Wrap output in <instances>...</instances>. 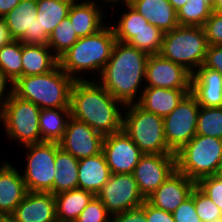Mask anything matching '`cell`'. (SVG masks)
Returning a JSON list of instances; mask_svg holds the SVG:
<instances>
[{"label":"cell","mask_w":222,"mask_h":222,"mask_svg":"<svg viewBox=\"0 0 222 222\" xmlns=\"http://www.w3.org/2000/svg\"><path fill=\"white\" fill-rule=\"evenodd\" d=\"M96 196L111 216L141 207L146 200L140 193L133 174H111Z\"/></svg>","instance_id":"11"},{"label":"cell","mask_w":222,"mask_h":222,"mask_svg":"<svg viewBox=\"0 0 222 222\" xmlns=\"http://www.w3.org/2000/svg\"><path fill=\"white\" fill-rule=\"evenodd\" d=\"M175 222H202L195 211L194 200L190 196L172 213Z\"/></svg>","instance_id":"40"},{"label":"cell","mask_w":222,"mask_h":222,"mask_svg":"<svg viewBox=\"0 0 222 222\" xmlns=\"http://www.w3.org/2000/svg\"><path fill=\"white\" fill-rule=\"evenodd\" d=\"M111 217L104 204L95 195L75 222H111Z\"/></svg>","instance_id":"37"},{"label":"cell","mask_w":222,"mask_h":222,"mask_svg":"<svg viewBox=\"0 0 222 222\" xmlns=\"http://www.w3.org/2000/svg\"><path fill=\"white\" fill-rule=\"evenodd\" d=\"M217 175L222 177V156H221L220 164L217 170Z\"/></svg>","instance_id":"51"},{"label":"cell","mask_w":222,"mask_h":222,"mask_svg":"<svg viewBox=\"0 0 222 222\" xmlns=\"http://www.w3.org/2000/svg\"><path fill=\"white\" fill-rule=\"evenodd\" d=\"M191 93L201 107H222V74L199 67L191 76Z\"/></svg>","instance_id":"21"},{"label":"cell","mask_w":222,"mask_h":222,"mask_svg":"<svg viewBox=\"0 0 222 222\" xmlns=\"http://www.w3.org/2000/svg\"><path fill=\"white\" fill-rule=\"evenodd\" d=\"M13 84L14 82H12L0 69V115L5 107L6 102L13 95Z\"/></svg>","instance_id":"44"},{"label":"cell","mask_w":222,"mask_h":222,"mask_svg":"<svg viewBox=\"0 0 222 222\" xmlns=\"http://www.w3.org/2000/svg\"><path fill=\"white\" fill-rule=\"evenodd\" d=\"M21 0H0V17H4L14 9Z\"/></svg>","instance_id":"46"},{"label":"cell","mask_w":222,"mask_h":222,"mask_svg":"<svg viewBox=\"0 0 222 222\" xmlns=\"http://www.w3.org/2000/svg\"><path fill=\"white\" fill-rule=\"evenodd\" d=\"M212 13V5L207 0H188L177 10L179 26H201Z\"/></svg>","instance_id":"31"},{"label":"cell","mask_w":222,"mask_h":222,"mask_svg":"<svg viewBox=\"0 0 222 222\" xmlns=\"http://www.w3.org/2000/svg\"><path fill=\"white\" fill-rule=\"evenodd\" d=\"M94 196L92 192L80 188L54 195L57 220L76 221Z\"/></svg>","instance_id":"28"},{"label":"cell","mask_w":222,"mask_h":222,"mask_svg":"<svg viewBox=\"0 0 222 222\" xmlns=\"http://www.w3.org/2000/svg\"><path fill=\"white\" fill-rule=\"evenodd\" d=\"M28 190L18 168L8 161L0 164V214H13Z\"/></svg>","instance_id":"20"},{"label":"cell","mask_w":222,"mask_h":222,"mask_svg":"<svg viewBox=\"0 0 222 222\" xmlns=\"http://www.w3.org/2000/svg\"><path fill=\"white\" fill-rule=\"evenodd\" d=\"M74 0H37V16L41 31L49 35L54 28L68 16Z\"/></svg>","instance_id":"30"},{"label":"cell","mask_w":222,"mask_h":222,"mask_svg":"<svg viewBox=\"0 0 222 222\" xmlns=\"http://www.w3.org/2000/svg\"><path fill=\"white\" fill-rule=\"evenodd\" d=\"M123 111L122 129L143 154H174L166 144L162 117L137 103L125 105Z\"/></svg>","instance_id":"6"},{"label":"cell","mask_w":222,"mask_h":222,"mask_svg":"<svg viewBox=\"0 0 222 222\" xmlns=\"http://www.w3.org/2000/svg\"><path fill=\"white\" fill-rule=\"evenodd\" d=\"M175 170V154H143L132 174L140 193L146 199Z\"/></svg>","instance_id":"13"},{"label":"cell","mask_w":222,"mask_h":222,"mask_svg":"<svg viewBox=\"0 0 222 222\" xmlns=\"http://www.w3.org/2000/svg\"><path fill=\"white\" fill-rule=\"evenodd\" d=\"M13 215L18 222H56L55 198L51 192H27Z\"/></svg>","instance_id":"19"},{"label":"cell","mask_w":222,"mask_h":222,"mask_svg":"<svg viewBox=\"0 0 222 222\" xmlns=\"http://www.w3.org/2000/svg\"><path fill=\"white\" fill-rule=\"evenodd\" d=\"M22 76L41 75L52 71L59 59L48 45L22 43Z\"/></svg>","instance_id":"25"},{"label":"cell","mask_w":222,"mask_h":222,"mask_svg":"<svg viewBox=\"0 0 222 222\" xmlns=\"http://www.w3.org/2000/svg\"><path fill=\"white\" fill-rule=\"evenodd\" d=\"M190 196L194 200L195 211L202 222H211L222 217L220 208L197 186Z\"/></svg>","instance_id":"36"},{"label":"cell","mask_w":222,"mask_h":222,"mask_svg":"<svg viewBox=\"0 0 222 222\" xmlns=\"http://www.w3.org/2000/svg\"><path fill=\"white\" fill-rule=\"evenodd\" d=\"M207 1H208L211 5H213L216 0H207Z\"/></svg>","instance_id":"53"},{"label":"cell","mask_w":222,"mask_h":222,"mask_svg":"<svg viewBox=\"0 0 222 222\" xmlns=\"http://www.w3.org/2000/svg\"><path fill=\"white\" fill-rule=\"evenodd\" d=\"M120 4L124 7L125 10L123 13L118 15L119 20L117 18V22H114L115 26L114 23H111V27L117 41L128 43L136 35V33L147 28L149 21L140 13H138L134 8H132L125 0H119L109 4V6L111 5V8L114 9L111 14L112 16L109 18L114 16V11L117 13V7H120Z\"/></svg>","instance_id":"26"},{"label":"cell","mask_w":222,"mask_h":222,"mask_svg":"<svg viewBox=\"0 0 222 222\" xmlns=\"http://www.w3.org/2000/svg\"><path fill=\"white\" fill-rule=\"evenodd\" d=\"M145 213L147 222H175L172 213L151 205L145 200Z\"/></svg>","instance_id":"43"},{"label":"cell","mask_w":222,"mask_h":222,"mask_svg":"<svg viewBox=\"0 0 222 222\" xmlns=\"http://www.w3.org/2000/svg\"><path fill=\"white\" fill-rule=\"evenodd\" d=\"M196 182L175 170L146 200L153 206L173 213L190 197Z\"/></svg>","instance_id":"17"},{"label":"cell","mask_w":222,"mask_h":222,"mask_svg":"<svg viewBox=\"0 0 222 222\" xmlns=\"http://www.w3.org/2000/svg\"><path fill=\"white\" fill-rule=\"evenodd\" d=\"M201 26H178L165 32L160 54L193 74L204 63L208 49Z\"/></svg>","instance_id":"5"},{"label":"cell","mask_w":222,"mask_h":222,"mask_svg":"<svg viewBox=\"0 0 222 222\" xmlns=\"http://www.w3.org/2000/svg\"><path fill=\"white\" fill-rule=\"evenodd\" d=\"M79 160L61 148L56 152L53 195L78 188Z\"/></svg>","instance_id":"27"},{"label":"cell","mask_w":222,"mask_h":222,"mask_svg":"<svg viewBox=\"0 0 222 222\" xmlns=\"http://www.w3.org/2000/svg\"><path fill=\"white\" fill-rule=\"evenodd\" d=\"M102 152L111 174H132L143 155L123 129L104 136Z\"/></svg>","instance_id":"14"},{"label":"cell","mask_w":222,"mask_h":222,"mask_svg":"<svg viewBox=\"0 0 222 222\" xmlns=\"http://www.w3.org/2000/svg\"><path fill=\"white\" fill-rule=\"evenodd\" d=\"M27 156L26 167L21 173L29 192H51L53 194V181L56 152L60 149L57 142L43 141L25 145Z\"/></svg>","instance_id":"9"},{"label":"cell","mask_w":222,"mask_h":222,"mask_svg":"<svg viewBox=\"0 0 222 222\" xmlns=\"http://www.w3.org/2000/svg\"><path fill=\"white\" fill-rule=\"evenodd\" d=\"M103 139V135L85 122L70 117L65 134L58 144L63 151L79 160L101 153Z\"/></svg>","instance_id":"16"},{"label":"cell","mask_w":222,"mask_h":222,"mask_svg":"<svg viewBox=\"0 0 222 222\" xmlns=\"http://www.w3.org/2000/svg\"><path fill=\"white\" fill-rule=\"evenodd\" d=\"M164 33L152 24H147V28L136 33L128 42L148 55L160 54Z\"/></svg>","instance_id":"35"},{"label":"cell","mask_w":222,"mask_h":222,"mask_svg":"<svg viewBox=\"0 0 222 222\" xmlns=\"http://www.w3.org/2000/svg\"><path fill=\"white\" fill-rule=\"evenodd\" d=\"M0 222H18L13 214H0Z\"/></svg>","instance_id":"47"},{"label":"cell","mask_w":222,"mask_h":222,"mask_svg":"<svg viewBox=\"0 0 222 222\" xmlns=\"http://www.w3.org/2000/svg\"><path fill=\"white\" fill-rule=\"evenodd\" d=\"M148 57L136 47L116 41L111 57L96 81L124 106L136 104L145 88Z\"/></svg>","instance_id":"1"},{"label":"cell","mask_w":222,"mask_h":222,"mask_svg":"<svg viewBox=\"0 0 222 222\" xmlns=\"http://www.w3.org/2000/svg\"><path fill=\"white\" fill-rule=\"evenodd\" d=\"M56 222H75V221H63V220H57Z\"/></svg>","instance_id":"54"},{"label":"cell","mask_w":222,"mask_h":222,"mask_svg":"<svg viewBox=\"0 0 222 222\" xmlns=\"http://www.w3.org/2000/svg\"><path fill=\"white\" fill-rule=\"evenodd\" d=\"M169 2L172 4L173 8L177 11L182 6H184L188 0H169Z\"/></svg>","instance_id":"48"},{"label":"cell","mask_w":222,"mask_h":222,"mask_svg":"<svg viewBox=\"0 0 222 222\" xmlns=\"http://www.w3.org/2000/svg\"><path fill=\"white\" fill-rule=\"evenodd\" d=\"M199 110L196 97L189 92L177 107L163 118L166 144L174 154L196 135Z\"/></svg>","instance_id":"10"},{"label":"cell","mask_w":222,"mask_h":222,"mask_svg":"<svg viewBox=\"0 0 222 222\" xmlns=\"http://www.w3.org/2000/svg\"><path fill=\"white\" fill-rule=\"evenodd\" d=\"M203 28L209 45L222 46V12L212 11Z\"/></svg>","instance_id":"39"},{"label":"cell","mask_w":222,"mask_h":222,"mask_svg":"<svg viewBox=\"0 0 222 222\" xmlns=\"http://www.w3.org/2000/svg\"><path fill=\"white\" fill-rule=\"evenodd\" d=\"M211 222H222V217H220V218H218V219H216L214 221H211Z\"/></svg>","instance_id":"52"},{"label":"cell","mask_w":222,"mask_h":222,"mask_svg":"<svg viewBox=\"0 0 222 222\" xmlns=\"http://www.w3.org/2000/svg\"><path fill=\"white\" fill-rule=\"evenodd\" d=\"M79 37L67 16L53 30L49 36L47 45L51 48L54 55L59 59L67 52Z\"/></svg>","instance_id":"32"},{"label":"cell","mask_w":222,"mask_h":222,"mask_svg":"<svg viewBox=\"0 0 222 222\" xmlns=\"http://www.w3.org/2000/svg\"><path fill=\"white\" fill-rule=\"evenodd\" d=\"M75 80L71 89V117L85 122L103 136L122 130L124 105L96 78Z\"/></svg>","instance_id":"2"},{"label":"cell","mask_w":222,"mask_h":222,"mask_svg":"<svg viewBox=\"0 0 222 222\" xmlns=\"http://www.w3.org/2000/svg\"><path fill=\"white\" fill-rule=\"evenodd\" d=\"M132 8L145 17L150 24L163 33L179 26L177 11L169 0H125Z\"/></svg>","instance_id":"22"},{"label":"cell","mask_w":222,"mask_h":222,"mask_svg":"<svg viewBox=\"0 0 222 222\" xmlns=\"http://www.w3.org/2000/svg\"><path fill=\"white\" fill-rule=\"evenodd\" d=\"M116 41L111 25L106 24L98 32L79 38L59 58V66L74 80H87V73L96 76L97 72L99 77L111 57Z\"/></svg>","instance_id":"3"},{"label":"cell","mask_w":222,"mask_h":222,"mask_svg":"<svg viewBox=\"0 0 222 222\" xmlns=\"http://www.w3.org/2000/svg\"><path fill=\"white\" fill-rule=\"evenodd\" d=\"M221 156V139L195 135L175 153L176 170L197 183L201 178L217 175Z\"/></svg>","instance_id":"7"},{"label":"cell","mask_w":222,"mask_h":222,"mask_svg":"<svg viewBox=\"0 0 222 222\" xmlns=\"http://www.w3.org/2000/svg\"><path fill=\"white\" fill-rule=\"evenodd\" d=\"M192 74L161 54L149 55L146 62L145 87L191 89Z\"/></svg>","instance_id":"15"},{"label":"cell","mask_w":222,"mask_h":222,"mask_svg":"<svg viewBox=\"0 0 222 222\" xmlns=\"http://www.w3.org/2000/svg\"><path fill=\"white\" fill-rule=\"evenodd\" d=\"M37 0H21L4 16L7 27L14 40L34 45H47L49 34L41 31L37 16Z\"/></svg>","instance_id":"12"},{"label":"cell","mask_w":222,"mask_h":222,"mask_svg":"<svg viewBox=\"0 0 222 222\" xmlns=\"http://www.w3.org/2000/svg\"><path fill=\"white\" fill-rule=\"evenodd\" d=\"M100 1V2H99ZM115 1H119V0H98V2L100 3V4H103V2H106L107 3V9L108 8H110V7H108V5L109 4H111V3H114ZM102 2V3H101Z\"/></svg>","instance_id":"50"},{"label":"cell","mask_w":222,"mask_h":222,"mask_svg":"<svg viewBox=\"0 0 222 222\" xmlns=\"http://www.w3.org/2000/svg\"><path fill=\"white\" fill-rule=\"evenodd\" d=\"M104 4L107 3L103 2L101 7L97 0L73 1L68 17L79 38L94 34L107 24L104 21L107 18L104 13L106 11H103Z\"/></svg>","instance_id":"18"},{"label":"cell","mask_w":222,"mask_h":222,"mask_svg":"<svg viewBox=\"0 0 222 222\" xmlns=\"http://www.w3.org/2000/svg\"><path fill=\"white\" fill-rule=\"evenodd\" d=\"M40 110L31 101L13 93L0 115V125L4 127L6 139L16 141L22 147L43 142L39 130Z\"/></svg>","instance_id":"8"},{"label":"cell","mask_w":222,"mask_h":222,"mask_svg":"<svg viewBox=\"0 0 222 222\" xmlns=\"http://www.w3.org/2000/svg\"><path fill=\"white\" fill-rule=\"evenodd\" d=\"M189 92H191V89L145 87L137 104L145 111L164 118L177 107L179 102Z\"/></svg>","instance_id":"23"},{"label":"cell","mask_w":222,"mask_h":222,"mask_svg":"<svg viewBox=\"0 0 222 222\" xmlns=\"http://www.w3.org/2000/svg\"><path fill=\"white\" fill-rule=\"evenodd\" d=\"M22 42L13 40L0 48V69L15 82L22 76Z\"/></svg>","instance_id":"33"},{"label":"cell","mask_w":222,"mask_h":222,"mask_svg":"<svg viewBox=\"0 0 222 222\" xmlns=\"http://www.w3.org/2000/svg\"><path fill=\"white\" fill-rule=\"evenodd\" d=\"M13 40L14 39L10 34L9 28L6 25L4 17H0V48L12 42Z\"/></svg>","instance_id":"45"},{"label":"cell","mask_w":222,"mask_h":222,"mask_svg":"<svg viewBox=\"0 0 222 222\" xmlns=\"http://www.w3.org/2000/svg\"><path fill=\"white\" fill-rule=\"evenodd\" d=\"M111 222H147L145 201L141 207L127 210L112 216Z\"/></svg>","instance_id":"42"},{"label":"cell","mask_w":222,"mask_h":222,"mask_svg":"<svg viewBox=\"0 0 222 222\" xmlns=\"http://www.w3.org/2000/svg\"><path fill=\"white\" fill-rule=\"evenodd\" d=\"M212 11L222 12V0H216L212 5Z\"/></svg>","instance_id":"49"},{"label":"cell","mask_w":222,"mask_h":222,"mask_svg":"<svg viewBox=\"0 0 222 222\" xmlns=\"http://www.w3.org/2000/svg\"><path fill=\"white\" fill-rule=\"evenodd\" d=\"M74 81L58 64L48 73L19 77L13 84V93L40 109L70 108Z\"/></svg>","instance_id":"4"},{"label":"cell","mask_w":222,"mask_h":222,"mask_svg":"<svg viewBox=\"0 0 222 222\" xmlns=\"http://www.w3.org/2000/svg\"><path fill=\"white\" fill-rule=\"evenodd\" d=\"M203 67H207L216 70L222 74V46L221 45H209Z\"/></svg>","instance_id":"41"},{"label":"cell","mask_w":222,"mask_h":222,"mask_svg":"<svg viewBox=\"0 0 222 222\" xmlns=\"http://www.w3.org/2000/svg\"><path fill=\"white\" fill-rule=\"evenodd\" d=\"M196 186L204 192L222 212V177L218 175L201 178Z\"/></svg>","instance_id":"38"},{"label":"cell","mask_w":222,"mask_h":222,"mask_svg":"<svg viewBox=\"0 0 222 222\" xmlns=\"http://www.w3.org/2000/svg\"><path fill=\"white\" fill-rule=\"evenodd\" d=\"M196 135L222 140V107H201L198 113Z\"/></svg>","instance_id":"34"},{"label":"cell","mask_w":222,"mask_h":222,"mask_svg":"<svg viewBox=\"0 0 222 222\" xmlns=\"http://www.w3.org/2000/svg\"><path fill=\"white\" fill-rule=\"evenodd\" d=\"M70 117V108L41 109L39 114L41 140L58 143L65 134Z\"/></svg>","instance_id":"29"},{"label":"cell","mask_w":222,"mask_h":222,"mask_svg":"<svg viewBox=\"0 0 222 222\" xmlns=\"http://www.w3.org/2000/svg\"><path fill=\"white\" fill-rule=\"evenodd\" d=\"M111 175L103 152L79 159L78 188L92 192L94 195L102 189Z\"/></svg>","instance_id":"24"}]
</instances>
